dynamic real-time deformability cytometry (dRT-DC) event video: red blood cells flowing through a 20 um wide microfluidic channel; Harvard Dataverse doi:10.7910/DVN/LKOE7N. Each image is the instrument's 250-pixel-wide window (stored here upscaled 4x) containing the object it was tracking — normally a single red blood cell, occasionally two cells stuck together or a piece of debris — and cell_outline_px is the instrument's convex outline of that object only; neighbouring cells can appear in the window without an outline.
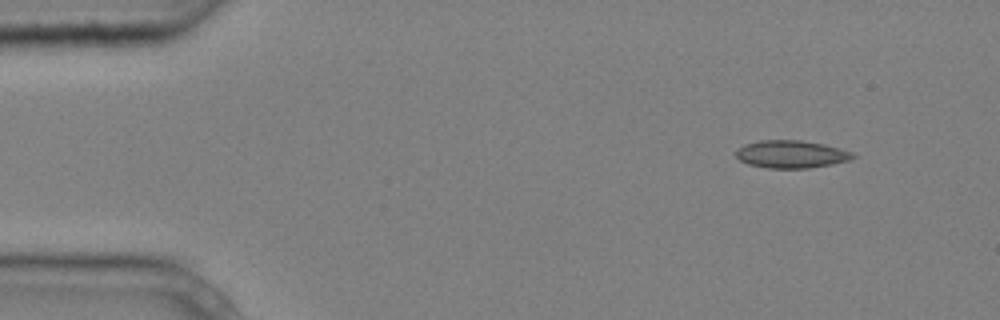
{"species": "common noctule bat (a hibernating species)", "species_latin": "Nyctalus noctula", "temperature_condition": "cold", "stored_images_in_passage": 3, "camera_frame_rate_fps": 3000, "um_per_image_px": 0.085, "animal": {"sex": "male", "body_mass_g": 20.4}, "frame": {"image": 1, "passage_image": 1, "time_ms": 0.0, "image_size_px": [1000, 320], "cell_outline_px": [[856, 156], [848, 160], [832, 164], [808, 168], [768, 168], [748, 164], [740, 160], [736, 156], [736, 152], [744, 144], [760, 140], [800, 140], [824, 144], [840, 148], [852, 152]], "centroid_in_image_um": [67.26, 13.1], "position_along_channel_um": 17.7, "area_um2": 18.73}}
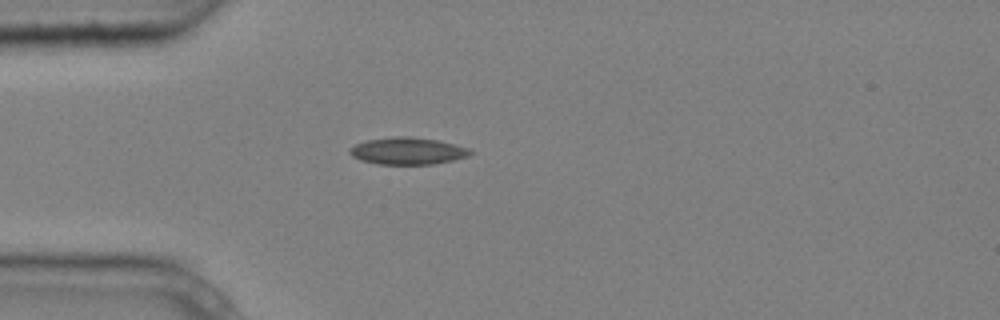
{"frame": {"image": 2, "passage_image": 3, "time_ms": 0.667, "image_size_px": [1000, 320], "cell_outline_px": [[472, 152], [468, 156], [452, 160], [432, 164], [376, 164], [360, 160], [352, 156], [348, 152], [348, 148], [356, 144], [368, 140], [396, 136], [408, 136], [436, 140], [468, 148]], "centroid_in_image_um": [34.59, 12.83], "position_along_channel_um": 50.4, "area_um2": 18.79}}